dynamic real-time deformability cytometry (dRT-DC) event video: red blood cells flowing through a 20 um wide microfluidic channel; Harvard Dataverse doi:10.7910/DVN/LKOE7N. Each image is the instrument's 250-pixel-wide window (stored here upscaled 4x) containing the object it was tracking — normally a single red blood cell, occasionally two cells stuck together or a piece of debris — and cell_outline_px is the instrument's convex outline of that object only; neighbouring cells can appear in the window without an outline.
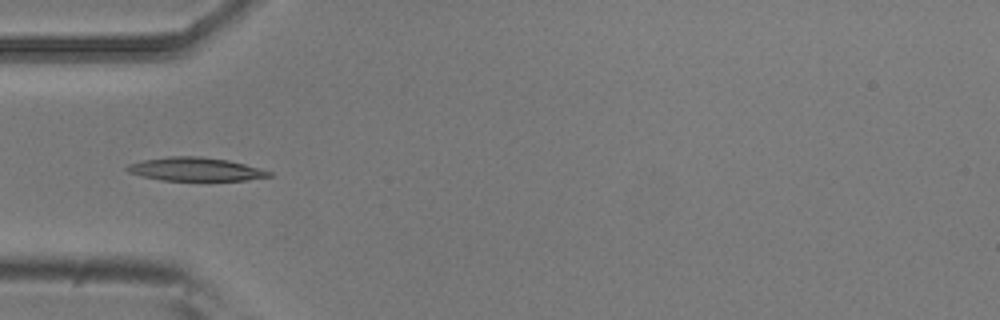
{"species": "common noctule bat (a hibernating species)", "species_latin": "Nyctalus noctula", "temperature_condition": "room temperature", "stored_images_in_passage": 4, "camera_frame_rate_fps": 3000, "um_per_image_px": 0.085, "animal": {"sex": "male", "body_mass_g": 20.5, "forearm_length_mm": 52.5}, "frame": {"image": 1, "passage_image": 4, "time_ms": 1.0, "image_size_px": [1000, 320], "cell_outline_px": [[272, 176], [244, 180], [160, 180], [140, 176], [128, 172], [124, 168], [128, 164], [144, 160], [168, 156], [200, 156], [228, 160], [244, 164], [272, 172]], "centroid_in_image_um": [16.56, 14.38], "position_along_channel_um": 68.4, "area_um2": 19.31}}